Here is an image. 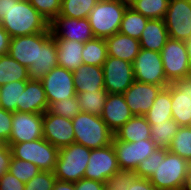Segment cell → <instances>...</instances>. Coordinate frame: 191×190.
Instances as JSON below:
<instances>
[{
	"mask_svg": "<svg viewBox=\"0 0 191 190\" xmlns=\"http://www.w3.org/2000/svg\"><path fill=\"white\" fill-rule=\"evenodd\" d=\"M11 38L49 30V22L28 0H10V9L0 22Z\"/></svg>",
	"mask_w": 191,
	"mask_h": 190,
	"instance_id": "1",
	"label": "cell"
},
{
	"mask_svg": "<svg viewBox=\"0 0 191 190\" xmlns=\"http://www.w3.org/2000/svg\"><path fill=\"white\" fill-rule=\"evenodd\" d=\"M188 164L177 154L158 148V166L149 180L156 190H182Z\"/></svg>",
	"mask_w": 191,
	"mask_h": 190,
	"instance_id": "2",
	"label": "cell"
},
{
	"mask_svg": "<svg viewBox=\"0 0 191 190\" xmlns=\"http://www.w3.org/2000/svg\"><path fill=\"white\" fill-rule=\"evenodd\" d=\"M75 143L89 149H98L112 144L114 133L100 116L80 112L72 119Z\"/></svg>",
	"mask_w": 191,
	"mask_h": 190,
	"instance_id": "3",
	"label": "cell"
},
{
	"mask_svg": "<svg viewBox=\"0 0 191 190\" xmlns=\"http://www.w3.org/2000/svg\"><path fill=\"white\" fill-rule=\"evenodd\" d=\"M128 6L122 0H99L88 16L94 37L106 39L119 32Z\"/></svg>",
	"mask_w": 191,
	"mask_h": 190,
	"instance_id": "4",
	"label": "cell"
},
{
	"mask_svg": "<svg viewBox=\"0 0 191 190\" xmlns=\"http://www.w3.org/2000/svg\"><path fill=\"white\" fill-rule=\"evenodd\" d=\"M51 35L46 32L10 39L8 55L28 69L29 80L39 81L40 46Z\"/></svg>",
	"mask_w": 191,
	"mask_h": 190,
	"instance_id": "5",
	"label": "cell"
},
{
	"mask_svg": "<svg viewBox=\"0 0 191 190\" xmlns=\"http://www.w3.org/2000/svg\"><path fill=\"white\" fill-rule=\"evenodd\" d=\"M90 154L91 149L78 143L59 149L55 177L66 182H78L84 177Z\"/></svg>",
	"mask_w": 191,
	"mask_h": 190,
	"instance_id": "6",
	"label": "cell"
},
{
	"mask_svg": "<svg viewBox=\"0 0 191 190\" xmlns=\"http://www.w3.org/2000/svg\"><path fill=\"white\" fill-rule=\"evenodd\" d=\"M12 157L29 161L41 171L54 172L59 149L44 138L22 143H7Z\"/></svg>",
	"mask_w": 191,
	"mask_h": 190,
	"instance_id": "7",
	"label": "cell"
},
{
	"mask_svg": "<svg viewBox=\"0 0 191 190\" xmlns=\"http://www.w3.org/2000/svg\"><path fill=\"white\" fill-rule=\"evenodd\" d=\"M160 53L164 73L169 83L191 76V66L184 41L169 37Z\"/></svg>",
	"mask_w": 191,
	"mask_h": 190,
	"instance_id": "8",
	"label": "cell"
},
{
	"mask_svg": "<svg viewBox=\"0 0 191 190\" xmlns=\"http://www.w3.org/2000/svg\"><path fill=\"white\" fill-rule=\"evenodd\" d=\"M132 65L135 81L154 84L163 88L170 84L164 73L160 52L140 48Z\"/></svg>",
	"mask_w": 191,
	"mask_h": 190,
	"instance_id": "9",
	"label": "cell"
},
{
	"mask_svg": "<svg viewBox=\"0 0 191 190\" xmlns=\"http://www.w3.org/2000/svg\"><path fill=\"white\" fill-rule=\"evenodd\" d=\"M168 36L179 41L191 38V0H171L164 17Z\"/></svg>",
	"mask_w": 191,
	"mask_h": 190,
	"instance_id": "10",
	"label": "cell"
},
{
	"mask_svg": "<svg viewBox=\"0 0 191 190\" xmlns=\"http://www.w3.org/2000/svg\"><path fill=\"white\" fill-rule=\"evenodd\" d=\"M104 89L108 94H123L135 81L132 63L107 56L103 63Z\"/></svg>",
	"mask_w": 191,
	"mask_h": 190,
	"instance_id": "11",
	"label": "cell"
},
{
	"mask_svg": "<svg viewBox=\"0 0 191 190\" xmlns=\"http://www.w3.org/2000/svg\"><path fill=\"white\" fill-rule=\"evenodd\" d=\"M118 166L120 170L135 171L139 163L150 156L156 149L155 143L150 139L138 142H125L118 140L115 136L112 139Z\"/></svg>",
	"mask_w": 191,
	"mask_h": 190,
	"instance_id": "12",
	"label": "cell"
},
{
	"mask_svg": "<svg viewBox=\"0 0 191 190\" xmlns=\"http://www.w3.org/2000/svg\"><path fill=\"white\" fill-rule=\"evenodd\" d=\"M46 93L48 105L63 99L76 97L73 72L57 66L40 80Z\"/></svg>",
	"mask_w": 191,
	"mask_h": 190,
	"instance_id": "13",
	"label": "cell"
},
{
	"mask_svg": "<svg viewBox=\"0 0 191 190\" xmlns=\"http://www.w3.org/2000/svg\"><path fill=\"white\" fill-rule=\"evenodd\" d=\"M85 179L105 183L108 178L120 170L116 153L112 144L98 149H92L88 160Z\"/></svg>",
	"mask_w": 191,
	"mask_h": 190,
	"instance_id": "14",
	"label": "cell"
},
{
	"mask_svg": "<svg viewBox=\"0 0 191 190\" xmlns=\"http://www.w3.org/2000/svg\"><path fill=\"white\" fill-rule=\"evenodd\" d=\"M12 132L7 143H22L43 138V114L13 112Z\"/></svg>",
	"mask_w": 191,
	"mask_h": 190,
	"instance_id": "15",
	"label": "cell"
},
{
	"mask_svg": "<svg viewBox=\"0 0 191 190\" xmlns=\"http://www.w3.org/2000/svg\"><path fill=\"white\" fill-rule=\"evenodd\" d=\"M53 37L86 43L94 39L88 18H70L57 16L49 23Z\"/></svg>",
	"mask_w": 191,
	"mask_h": 190,
	"instance_id": "16",
	"label": "cell"
},
{
	"mask_svg": "<svg viewBox=\"0 0 191 190\" xmlns=\"http://www.w3.org/2000/svg\"><path fill=\"white\" fill-rule=\"evenodd\" d=\"M167 88L171 91L172 119L180 126H191V76L178 79Z\"/></svg>",
	"mask_w": 191,
	"mask_h": 190,
	"instance_id": "17",
	"label": "cell"
},
{
	"mask_svg": "<svg viewBox=\"0 0 191 190\" xmlns=\"http://www.w3.org/2000/svg\"><path fill=\"white\" fill-rule=\"evenodd\" d=\"M43 138L58 149L75 143L72 119L44 112Z\"/></svg>",
	"mask_w": 191,
	"mask_h": 190,
	"instance_id": "18",
	"label": "cell"
},
{
	"mask_svg": "<svg viewBox=\"0 0 191 190\" xmlns=\"http://www.w3.org/2000/svg\"><path fill=\"white\" fill-rule=\"evenodd\" d=\"M162 89V86L134 81L123 96L133 115L144 116Z\"/></svg>",
	"mask_w": 191,
	"mask_h": 190,
	"instance_id": "19",
	"label": "cell"
},
{
	"mask_svg": "<svg viewBox=\"0 0 191 190\" xmlns=\"http://www.w3.org/2000/svg\"><path fill=\"white\" fill-rule=\"evenodd\" d=\"M133 116L123 94L115 93L107 95L100 117L113 133L120 129Z\"/></svg>",
	"mask_w": 191,
	"mask_h": 190,
	"instance_id": "20",
	"label": "cell"
},
{
	"mask_svg": "<svg viewBox=\"0 0 191 190\" xmlns=\"http://www.w3.org/2000/svg\"><path fill=\"white\" fill-rule=\"evenodd\" d=\"M48 109L46 93L41 81L28 80L21 94L19 112L43 114Z\"/></svg>",
	"mask_w": 191,
	"mask_h": 190,
	"instance_id": "21",
	"label": "cell"
},
{
	"mask_svg": "<svg viewBox=\"0 0 191 190\" xmlns=\"http://www.w3.org/2000/svg\"><path fill=\"white\" fill-rule=\"evenodd\" d=\"M108 56L133 63L140 51V42L120 32L105 39Z\"/></svg>",
	"mask_w": 191,
	"mask_h": 190,
	"instance_id": "22",
	"label": "cell"
},
{
	"mask_svg": "<svg viewBox=\"0 0 191 190\" xmlns=\"http://www.w3.org/2000/svg\"><path fill=\"white\" fill-rule=\"evenodd\" d=\"M73 78L76 93L104 89V72L102 66L82 64L73 72Z\"/></svg>",
	"mask_w": 191,
	"mask_h": 190,
	"instance_id": "23",
	"label": "cell"
},
{
	"mask_svg": "<svg viewBox=\"0 0 191 190\" xmlns=\"http://www.w3.org/2000/svg\"><path fill=\"white\" fill-rule=\"evenodd\" d=\"M54 40L57 44L58 66L74 72L80 65L83 64L82 50L84 43L64 40L59 37H54Z\"/></svg>",
	"mask_w": 191,
	"mask_h": 190,
	"instance_id": "24",
	"label": "cell"
},
{
	"mask_svg": "<svg viewBox=\"0 0 191 190\" xmlns=\"http://www.w3.org/2000/svg\"><path fill=\"white\" fill-rule=\"evenodd\" d=\"M168 38L164 20L149 19L139 39L140 48L161 52Z\"/></svg>",
	"mask_w": 191,
	"mask_h": 190,
	"instance_id": "25",
	"label": "cell"
},
{
	"mask_svg": "<svg viewBox=\"0 0 191 190\" xmlns=\"http://www.w3.org/2000/svg\"><path fill=\"white\" fill-rule=\"evenodd\" d=\"M150 128L151 125L147 122L145 116L134 115L114 133V136L125 142L148 140L151 136Z\"/></svg>",
	"mask_w": 191,
	"mask_h": 190,
	"instance_id": "26",
	"label": "cell"
},
{
	"mask_svg": "<svg viewBox=\"0 0 191 190\" xmlns=\"http://www.w3.org/2000/svg\"><path fill=\"white\" fill-rule=\"evenodd\" d=\"M171 91L163 88L154 100L149 111L144 115L150 125L165 123L172 119Z\"/></svg>",
	"mask_w": 191,
	"mask_h": 190,
	"instance_id": "27",
	"label": "cell"
},
{
	"mask_svg": "<svg viewBox=\"0 0 191 190\" xmlns=\"http://www.w3.org/2000/svg\"><path fill=\"white\" fill-rule=\"evenodd\" d=\"M28 69L8 54L0 55V86L14 81H28Z\"/></svg>",
	"mask_w": 191,
	"mask_h": 190,
	"instance_id": "28",
	"label": "cell"
},
{
	"mask_svg": "<svg viewBox=\"0 0 191 190\" xmlns=\"http://www.w3.org/2000/svg\"><path fill=\"white\" fill-rule=\"evenodd\" d=\"M180 127L173 119L167 120L165 123L151 125L150 140L155 143L157 148L168 150Z\"/></svg>",
	"mask_w": 191,
	"mask_h": 190,
	"instance_id": "29",
	"label": "cell"
},
{
	"mask_svg": "<svg viewBox=\"0 0 191 190\" xmlns=\"http://www.w3.org/2000/svg\"><path fill=\"white\" fill-rule=\"evenodd\" d=\"M148 20L149 18L128 6L124 12L119 32L139 40Z\"/></svg>",
	"mask_w": 191,
	"mask_h": 190,
	"instance_id": "30",
	"label": "cell"
},
{
	"mask_svg": "<svg viewBox=\"0 0 191 190\" xmlns=\"http://www.w3.org/2000/svg\"><path fill=\"white\" fill-rule=\"evenodd\" d=\"M108 92L105 89L100 91H85L77 93L76 97L80 106V111L91 115L100 116L102 114Z\"/></svg>",
	"mask_w": 191,
	"mask_h": 190,
	"instance_id": "31",
	"label": "cell"
},
{
	"mask_svg": "<svg viewBox=\"0 0 191 190\" xmlns=\"http://www.w3.org/2000/svg\"><path fill=\"white\" fill-rule=\"evenodd\" d=\"M27 81H14L0 86V108L15 112L20 105Z\"/></svg>",
	"mask_w": 191,
	"mask_h": 190,
	"instance_id": "32",
	"label": "cell"
},
{
	"mask_svg": "<svg viewBox=\"0 0 191 190\" xmlns=\"http://www.w3.org/2000/svg\"><path fill=\"white\" fill-rule=\"evenodd\" d=\"M107 56L108 53L105 39L94 38L84 43L82 50L83 64L103 66Z\"/></svg>",
	"mask_w": 191,
	"mask_h": 190,
	"instance_id": "33",
	"label": "cell"
},
{
	"mask_svg": "<svg viewBox=\"0 0 191 190\" xmlns=\"http://www.w3.org/2000/svg\"><path fill=\"white\" fill-rule=\"evenodd\" d=\"M57 66V44L54 37L50 35L40 46L39 81Z\"/></svg>",
	"mask_w": 191,
	"mask_h": 190,
	"instance_id": "34",
	"label": "cell"
},
{
	"mask_svg": "<svg viewBox=\"0 0 191 190\" xmlns=\"http://www.w3.org/2000/svg\"><path fill=\"white\" fill-rule=\"evenodd\" d=\"M169 0H135L129 6L149 19H162L166 15Z\"/></svg>",
	"mask_w": 191,
	"mask_h": 190,
	"instance_id": "35",
	"label": "cell"
},
{
	"mask_svg": "<svg viewBox=\"0 0 191 190\" xmlns=\"http://www.w3.org/2000/svg\"><path fill=\"white\" fill-rule=\"evenodd\" d=\"M99 0H62L59 16L70 18H88Z\"/></svg>",
	"mask_w": 191,
	"mask_h": 190,
	"instance_id": "36",
	"label": "cell"
},
{
	"mask_svg": "<svg viewBox=\"0 0 191 190\" xmlns=\"http://www.w3.org/2000/svg\"><path fill=\"white\" fill-rule=\"evenodd\" d=\"M168 150L191 162V126L179 128Z\"/></svg>",
	"mask_w": 191,
	"mask_h": 190,
	"instance_id": "37",
	"label": "cell"
},
{
	"mask_svg": "<svg viewBox=\"0 0 191 190\" xmlns=\"http://www.w3.org/2000/svg\"><path fill=\"white\" fill-rule=\"evenodd\" d=\"M8 171L25 184L41 170L34 163L12 157Z\"/></svg>",
	"mask_w": 191,
	"mask_h": 190,
	"instance_id": "38",
	"label": "cell"
},
{
	"mask_svg": "<svg viewBox=\"0 0 191 190\" xmlns=\"http://www.w3.org/2000/svg\"><path fill=\"white\" fill-rule=\"evenodd\" d=\"M47 111L68 119H73L81 112L77 97H71L50 103Z\"/></svg>",
	"mask_w": 191,
	"mask_h": 190,
	"instance_id": "39",
	"label": "cell"
},
{
	"mask_svg": "<svg viewBox=\"0 0 191 190\" xmlns=\"http://www.w3.org/2000/svg\"><path fill=\"white\" fill-rule=\"evenodd\" d=\"M138 176L131 170H119L106 180L105 190H128Z\"/></svg>",
	"mask_w": 191,
	"mask_h": 190,
	"instance_id": "40",
	"label": "cell"
},
{
	"mask_svg": "<svg viewBox=\"0 0 191 190\" xmlns=\"http://www.w3.org/2000/svg\"><path fill=\"white\" fill-rule=\"evenodd\" d=\"M29 3L50 23L60 15L62 0H28Z\"/></svg>",
	"mask_w": 191,
	"mask_h": 190,
	"instance_id": "41",
	"label": "cell"
},
{
	"mask_svg": "<svg viewBox=\"0 0 191 190\" xmlns=\"http://www.w3.org/2000/svg\"><path fill=\"white\" fill-rule=\"evenodd\" d=\"M56 179L54 172L40 171L25 183L24 190H53Z\"/></svg>",
	"mask_w": 191,
	"mask_h": 190,
	"instance_id": "42",
	"label": "cell"
},
{
	"mask_svg": "<svg viewBox=\"0 0 191 190\" xmlns=\"http://www.w3.org/2000/svg\"><path fill=\"white\" fill-rule=\"evenodd\" d=\"M158 166V148L146 159L139 163L134 173L140 178L149 179Z\"/></svg>",
	"mask_w": 191,
	"mask_h": 190,
	"instance_id": "43",
	"label": "cell"
},
{
	"mask_svg": "<svg viewBox=\"0 0 191 190\" xmlns=\"http://www.w3.org/2000/svg\"><path fill=\"white\" fill-rule=\"evenodd\" d=\"M13 112L0 108V137L8 142L12 132L11 122Z\"/></svg>",
	"mask_w": 191,
	"mask_h": 190,
	"instance_id": "44",
	"label": "cell"
},
{
	"mask_svg": "<svg viewBox=\"0 0 191 190\" xmlns=\"http://www.w3.org/2000/svg\"><path fill=\"white\" fill-rule=\"evenodd\" d=\"M25 184L9 171L0 177V190H24Z\"/></svg>",
	"mask_w": 191,
	"mask_h": 190,
	"instance_id": "45",
	"label": "cell"
},
{
	"mask_svg": "<svg viewBox=\"0 0 191 190\" xmlns=\"http://www.w3.org/2000/svg\"><path fill=\"white\" fill-rule=\"evenodd\" d=\"M75 190H105V184L99 181L82 178L75 182Z\"/></svg>",
	"mask_w": 191,
	"mask_h": 190,
	"instance_id": "46",
	"label": "cell"
},
{
	"mask_svg": "<svg viewBox=\"0 0 191 190\" xmlns=\"http://www.w3.org/2000/svg\"><path fill=\"white\" fill-rule=\"evenodd\" d=\"M12 152L10 146L7 144L0 150V177H2L9 170Z\"/></svg>",
	"mask_w": 191,
	"mask_h": 190,
	"instance_id": "47",
	"label": "cell"
},
{
	"mask_svg": "<svg viewBox=\"0 0 191 190\" xmlns=\"http://www.w3.org/2000/svg\"><path fill=\"white\" fill-rule=\"evenodd\" d=\"M128 190H156V188L149 179L137 177Z\"/></svg>",
	"mask_w": 191,
	"mask_h": 190,
	"instance_id": "48",
	"label": "cell"
},
{
	"mask_svg": "<svg viewBox=\"0 0 191 190\" xmlns=\"http://www.w3.org/2000/svg\"><path fill=\"white\" fill-rule=\"evenodd\" d=\"M10 39L8 32L0 25V55L8 54Z\"/></svg>",
	"mask_w": 191,
	"mask_h": 190,
	"instance_id": "49",
	"label": "cell"
},
{
	"mask_svg": "<svg viewBox=\"0 0 191 190\" xmlns=\"http://www.w3.org/2000/svg\"><path fill=\"white\" fill-rule=\"evenodd\" d=\"M53 190H75V183L56 179Z\"/></svg>",
	"mask_w": 191,
	"mask_h": 190,
	"instance_id": "50",
	"label": "cell"
},
{
	"mask_svg": "<svg viewBox=\"0 0 191 190\" xmlns=\"http://www.w3.org/2000/svg\"><path fill=\"white\" fill-rule=\"evenodd\" d=\"M10 9V0H0V22Z\"/></svg>",
	"mask_w": 191,
	"mask_h": 190,
	"instance_id": "51",
	"label": "cell"
},
{
	"mask_svg": "<svg viewBox=\"0 0 191 190\" xmlns=\"http://www.w3.org/2000/svg\"><path fill=\"white\" fill-rule=\"evenodd\" d=\"M182 190H191V162L188 164L187 173L185 175V181Z\"/></svg>",
	"mask_w": 191,
	"mask_h": 190,
	"instance_id": "52",
	"label": "cell"
},
{
	"mask_svg": "<svg viewBox=\"0 0 191 190\" xmlns=\"http://www.w3.org/2000/svg\"><path fill=\"white\" fill-rule=\"evenodd\" d=\"M187 46V53H188V58H189V63L191 66V38L185 42Z\"/></svg>",
	"mask_w": 191,
	"mask_h": 190,
	"instance_id": "53",
	"label": "cell"
},
{
	"mask_svg": "<svg viewBox=\"0 0 191 190\" xmlns=\"http://www.w3.org/2000/svg\"><path fill=\"white\" fill-rule=\"evenodd\" d=\"M7 145V142L0 137V150L3 149Z\"/></svg>",
	"mask_w": 191,
	"mask_h": 190,
	"instance_id": "54",
	"label": "cell"
},
{
	"mask_svg": "<svg viewBox=\"0 0 191 190\" xmlns=\"http://www.w3.org/2000/svg\"><path fill=\"white\" fill-rule=\"evenodd\" d=\"M122 1L125 2L126 4L130 5L135 0H122Z\"/></svg>",
	"mask_w": 191,
	"mask_h": 190,
	"instance_id": "55",
	"label": "cell"
}]
</instances>
